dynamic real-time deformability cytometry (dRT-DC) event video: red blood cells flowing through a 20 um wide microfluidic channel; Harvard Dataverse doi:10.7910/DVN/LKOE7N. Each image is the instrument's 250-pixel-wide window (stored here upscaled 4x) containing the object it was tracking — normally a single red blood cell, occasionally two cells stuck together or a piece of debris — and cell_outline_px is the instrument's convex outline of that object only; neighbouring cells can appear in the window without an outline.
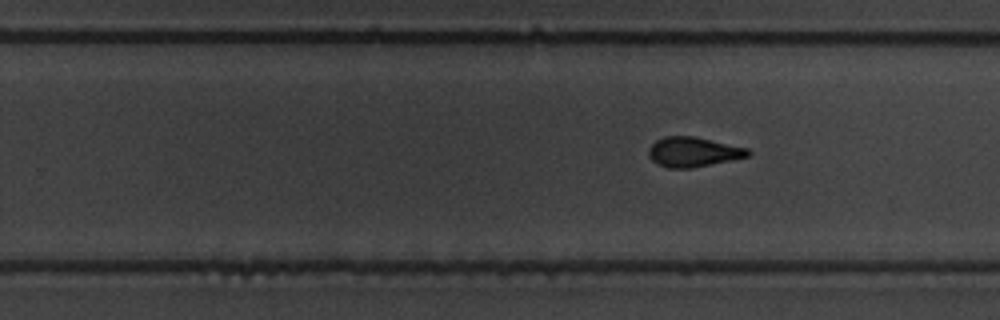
{"species": "common noctule bat (a hibernating species)", "species_latin": "Nyctalus noctula", "temperature_condition": "warm", "stored_images_in_passage": 8, "segment_of_instrument_passage": [2, 2], "camera_frame_rate_fps": 3000, "um_per_image_px": 0.085, "animal": {"sex": "male", "body_mass_g": 19.5, "forearm_length_mm": 54.6}, "frame": {"image": 1, "passage_image": 8, "time_ms": 9.333, "image_size_px": [1000, 320], "cell_outline_px": [[752, 152], [748, 156], [692, 168], [668, 168], [656, 164], [648, 156], [648, 148], [656, 140], [664, 136], [692, 136], [748, 148]], "centroid_in_image_um": [58.87, 12.92], "position_along_channel_um": 270.9, "area_um2": 17.17}}